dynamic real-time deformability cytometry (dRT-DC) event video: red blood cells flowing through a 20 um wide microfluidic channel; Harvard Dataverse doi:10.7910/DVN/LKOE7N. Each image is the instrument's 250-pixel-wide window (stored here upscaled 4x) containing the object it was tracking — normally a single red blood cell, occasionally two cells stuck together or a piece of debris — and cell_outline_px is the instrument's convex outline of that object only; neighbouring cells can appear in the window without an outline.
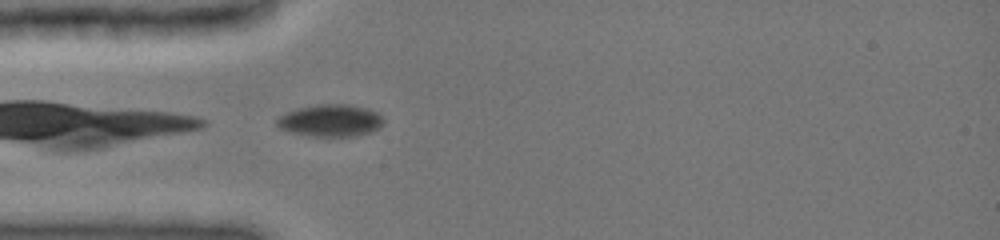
{"species": "common noctule bat (a hibernating species)", "species_latin": "Nyctalus noctula", "temperature_condition": "cold", "stored_images_in_passage": 34, "camera_frame_rate_fps": 3000, "um_per_image_px": 0.085, "animal": {"sex": "female", "body_mass_g": 19.0, "forearm_length_mm": 51.5}, "frame": {"image": 1, "passage_image": 1, "time_ms": 0.0, "image_size_px": [1000, 240], "cell_outline_px": [[384, 124], [380, 128], [372, 132], [356, 136], [308, 136], [288, 132], [280, 128], [276, 124], [276, 120], [284, 112], [296, 108], [316, 104], [348, 104], [368, 108], [376, 112], [384, 120]], "centroid_in_image_um": [28.08, 10.24], "position_along_channel_um": 56.9, "area_um2": 20.35}}
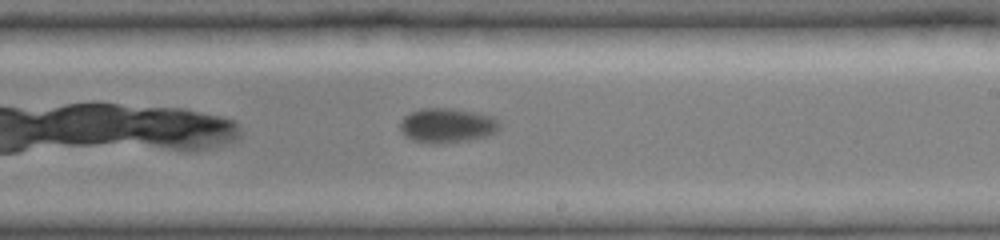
{"frame": {"image": 2, "passage_image": 16, "time_ms": 5.0, "image_size_px": [1000, 240], "cell_outline_px": [[500, 128], [496, 132], [488, 136], [468, 140], [440, 144], [428, 144], [412, 140], [404, 136], [400, 132], [400, 120], [404, 116], [412, 112], [424, 108], [452, 108], [480, 112], [492, 116], [500, 120]], "centroid_in_image_um": [38.02, 10.67], "position_along_channel_um": 251.0, "area_um2": 20.58}}
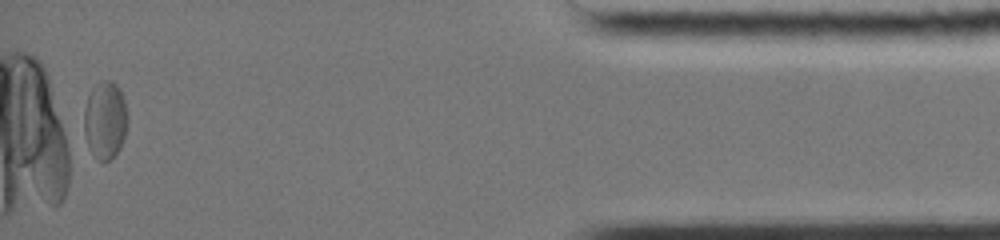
{"frame": {"image": 3, "passage_image": 34, "time_ms": 11.0, "image_size_px": [1000, 240], "cell_outline_px": [[128, 124], [120, 148], [108, 160], [96, 160], [84, 148], [80, 132], [84, 112], [88, 96], [92, 88], [100, 80], [112, 80], [120, 88], [124, 100], [128, 116]], "centroid_in_image_um": [8.86, 10.25], "position_along_channel_um": 426.3, "area_um2": 20.81}, "authors_computed_cell_mechanics": {"area_um2": 20.4034, "velocity_mm_per_s": 3.9247, "shape_relaxation_time_tau1_ms": 3.7097, "shape_relaxation_time_tau2_ms": null, "deformation_change_tau1": 0.0413, "deformation_change_tau2": null}}